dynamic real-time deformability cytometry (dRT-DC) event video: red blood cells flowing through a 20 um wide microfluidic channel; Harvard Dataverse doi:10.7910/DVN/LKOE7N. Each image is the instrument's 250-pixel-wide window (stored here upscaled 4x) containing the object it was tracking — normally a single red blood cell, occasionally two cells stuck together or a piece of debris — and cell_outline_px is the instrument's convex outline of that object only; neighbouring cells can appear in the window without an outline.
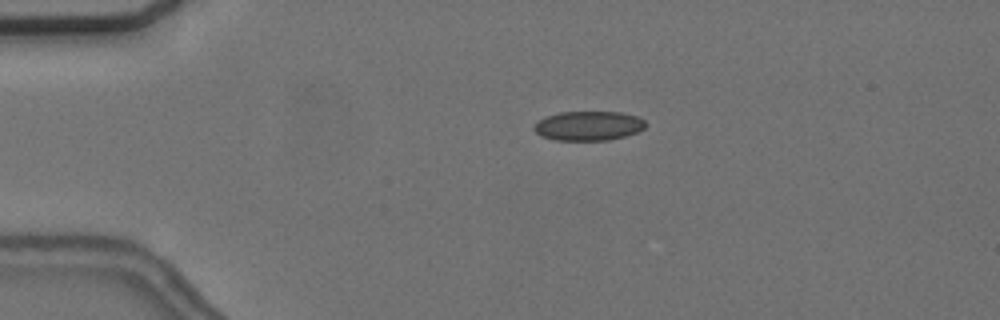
{"species": "common noctule bat (a hibernating species)", "species_latin": "Nyctalus noctula", "temperature_condition": "cold", "stored_images_in_passage": 4, "camera_frame_rate_fps": 3000, "um_per_image_px": 0.085, "animal": {"sex": "female", "body_mass_g": 24.6, "forearm_length_mm": 56.2}, "frame": {"image": 1, "passage_image": 2, "time_ms": 1.0, "image_size_px": [1000, 320], "cell_outline_px": [[648, 124], [640, 132], [608, 140], [556, 140], [540, 136], [532, 128], [536, 120], [544, 116], [560, 112], [620, 112], [636, 116], [644, 120]], "centroid_in_image_um": [50.0, 10.69], "position_along_channel_um": 35.0, "area_um2": 19.36}}
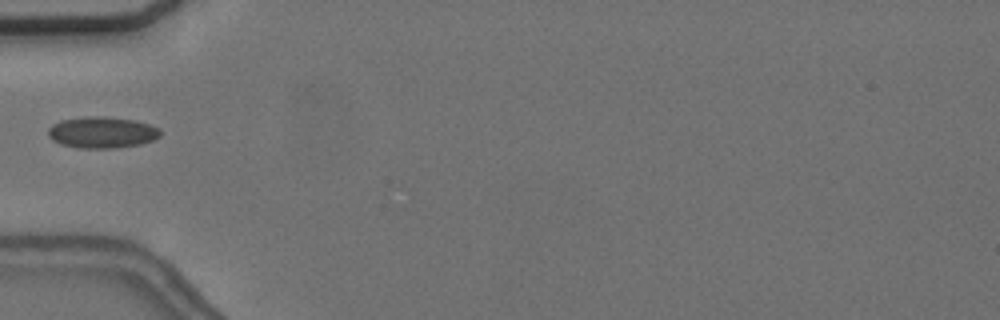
{"frame": {"image": 2, "passage_image": 3, "time_ms": 3.333, "image_size_px": [1000, 320], "cell_outline_px": [[160, 136], [152, 140], [140, 144], [116, 148], [80, 148], [60, 144], [52, 140], [48, 136], [48, 128], [52, 124], [60, 120], [88, 116], [104, 116], [136, 120], [160, 128]], "centroid_in_image_um": [8.65, 11.25], "position_along_channel_um": 76.3, "area_um2": 20.63}}